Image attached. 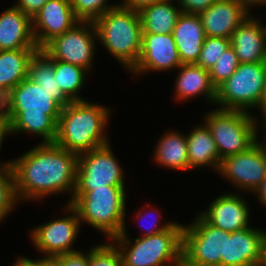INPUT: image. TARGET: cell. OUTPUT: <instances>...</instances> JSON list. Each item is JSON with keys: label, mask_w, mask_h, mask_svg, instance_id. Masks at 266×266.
<instances>
[{"label": "cell", "mask_w": 266, "mask_h": 266, "mask_svg": "<svg viewBox=\"0 0 266 266\" xmlns=\"http://www.w3.org/2000/svg\"><path fill=\"white\" fill-rule=\"evenodd\" d=\"M78 155L55 143H42L12 161L18 200H40L76 188Z\"/></svg>", "instance_id": "obj_1"}, {"label": "cell", "mask_w": 266, "mask_h": 266, "mask_svg": "<svg viewBox=\"0 0 266 266\" xmlns=\"http://www.w3.org/2000/svg\"><path fill=\"white\" fill-rule=\"evenodd\" d=\"M71 102L60 88L47 90L25 78L7 94L11 134L34 133L54 143L61 109Z\"/></svg>", "instance_id": "obj_2"}, {"label": "cell", "mask_w": 266, "mask_h": 266, "mask_svg": "<svg viewBox=\"0 0 266 266\" xmlns=\"http://www.w3.org/2000/svg\"><path fill=\"white\" fill-rule=\"evenodd\" d=\"M110 113L100 104L72 101L61 109L54 143L77 155L109 144L104 131Z\"/></svg>", "instance_id": "obj_3"}, {"label": "cell", "mask_w": 266, "mask_h": 266, "mask_svg": "<svg viewBox=\"0 0 266 266\" xmlns=\"http://www.w3.org/2000/svg\"><path fill=\"white\" fill-rule=\"evenodd\" d=\"M98 41L132 71L142 47V22L139 11L116 6L94 21Z\"/></svg>", "instance_id": "obj_4"}, {"label": "cell", "mask_w": 266, "mask_h": 266, "mask_svg": "<svg viewBox=\"0 0 266 266\" xmlns=\"http://www.w3.org/2000/svg\"><path fill=\"white\" fill-rule=\"evenodd\" d=\"M125 186H105L94 190H75L70 204L79 220L105 233L110 240L125 228Z\"/></svg>", "instance_id": "obj_5"}, {"label": "cell", "mask_w": 266, "mask_h": 266, "mask_svg": "<svg viewBox=\"0 0 266 266\" xmlns=\"http://www.w3.org/2000/svg\"><path fill=\"white\" fill-rule=\"evenodd\" d=\"M183 228L176 222L165 231L134 239V244L123 228L112 241L121 253L123 266H176L182 254Z\"/></svg>", "instance_id": "obj_6"}, {"label": "cell", "mask_w": 266, "mask_h": 266, "mask_svg": "<svg viewBox=\"0 0 266 266\" xmlns=\"http://www.w3.org/2000/svg\"><path fill=\"white\" fill-rule=\"evenodd\" d=\"M255 119L245 111L220 108L206 114L204 123L211 131L221 160L247 150L257 141L259 124Z\"/></svg>", "instance_id": "obj_7"}, {"label": "cell", "mask_w": 266, "mask_h": 266, "mask_svg": "<svg viewBox=\"0 0 266 266\" xmlns=\"http://www.w3.org/2000/svg\"><path fill=\"white\" fill-rule=\"evenodd\" d=\"M266 86V62L239 63L236 71L216 89L220 109L248 112L259 109Z\"/></svg>", "instance_id": "obj_8"}, {"label": "cell", "mask_w": 266, "mask_h": 266, "mask_svg": "<svg viewBox=\"0 0 266 266\" xmlns=\"http://www.w3.org/2000/svg\"><path fill=\"white\" fill-rule=\"evenodd\" d=\"M95 38L98 39L94 22L79 21L70 30L53 37L41 49L53 60L71 63L89 72L96 49Z\"/></svg>", "instance_id": "obj_9"}, {"label": "cell", "mask_w": 266, "mask_h": 266, "mask_svg": "<svg viewBox=\"0 0 266 266\" xmlns=\"http://www.w3.org/2000/svg\"><path fill=\"white\" fill-rule=\"evenodd\" d=\"M109 144L78 155L75 190L125 186L122 167Z\"/></svg>", "instance_id": "obj_10"}, {"label": "cell", "mask_w": 266, "mask_h": 266, "mask_svg": "<svg viewBox=\"0 0 266 266\" xmlns=\"http://www.w3.org/2000/svg\"><path fill=\"white\" fill-rule=\"evenodd\" d=\"M265 142V143H264ZM221 160L219 170L231 184L244 191H255L266 177V140Z\"/></svg>", "instance_id": "obj_11"}, {"label": "cell", "mask_w": 266, "mask_h": 266, "mask_svg": "<svg viewBox=\"0 0 266 266\" xmlns=\"http://www.w3.org/2000/svg\"><path fill=\"white\" fill-rule=\"evenodd\" d=\"M197 216L191 225H184L182 252L195 262L221 266L226 232L209 224L200 214Z\"/></svg>", "instance_id": "obj_12"}, {"label": "cell", "mask_w": 266, "mask_h": 266, "mask_svg": "<svg viewBox=\"0 0 266 266\" xmlns=\"http://www.w3.org/2000/svg\"><path fill=\"white\" fill-rule=\"evenodd\" d=\"M65 207L70 216L38 225L30 233L35 248L45 256H59L76 251L72 249V244L79 234L81 221L77 211L70 204H66Z\"/></svg>", "instance_id": "obj_13"}, {"label": "cell", "mask_w": 266, "mask_h": 266, "mask_svg": "<svg viewBox=\"0 0 266 266\" xmlns=\"http://www.w3.org/2000/svg\"><path fill=\"white\" fill-rule=\"evenodd\" d=\"M79 21L71 0H48L32 18L37 47L41 49L53 37L70 30Z\"/></svg>", "instance_id": "obj_14"}, {"label": "cell", "mask_w": 266, "mask_h": 266, "mask_svg": "<svg viewBox=\"0 0 266 266\" xmlns=\"http://www.w3.org/2000/svg\"><path fill=\"white\" fill-rule=\"evenodd\" d=\"M181 65L173 34L142 33L139 61L131 73L169 71Z\"/></svg>", "instance_id": "obj_15"}, {"label": "cell", "mask_w": 266, "mask_h": 266, "mask_svg": "<svg viewBox=\"0 0 266 266\" xmlns=\"http://www.w3.org/2000/svg\"><path fill=\"white\" fill-rule=\"evenodd\" d=\"M250 8L241 0H217L199 13L208 37L231 38V35L250 16Z\"/></svg>", "instance_id": "obj_16"}, {"label": "cell", "mask_w": 266, "mask_h": 266, "mask_svg": "<svg viewBox=\"0 0 266 266\" xmlns=\"http://www.w3.org/2000/svg\"><path fill=\"white\" fill-rule=\"evenodd\" d=\"M247 202L239 194L224 193L210 203L200 215L211 225L232 233L249 228L250 212Z\"/></svg>", "instance_id": "obj_17"}, {"label": "cell", "mask_w": 266, "mask_h": 266, "mask_svg": "<svg viewBox=\"0 0 266 266\" xmlns=\"http://www.w3.org/2000/svg\"><path fill=\"white\" fill-rule=\"evenodd\" d=\"M266 231L252 227L226 232L225 256L221 266H258Z\"/></svg>", "instance_id": "obj_18"}, {"label": "cell", "mask_w": 266, "mask_h": 266, "mask_svg": "<svg viewBox=\"0 0 266 266\" xmlns=\"http://www.w3.org/2000/svg\"><path fill=\"white\" fill-rule=\"evenodd\" d=\"M239 63L266 62V25L248 16L230 38Z\"/></svg>", "instance_id": "obj_19"}, {"label": "cell", "mask_w": 266, "mask_h": 266, "mask_svg": "<svg viewBox=\"0 0 266 266\" xmlns=\"http://www.w3.org/2000/svg\"><path fill=\"white\" fill-rule=\"evenodd\" d=\"M24 48H38L32 18L13 6L0 15V51Z\"/></svg>", "instance_id": "obj_20"}, {"label": "cell", "mask_w": 266, "mask_h": 266, "mask_svg": "<svg viewBox=\"0 0 266 266\" xmlns=\"http://www.w3.org/2000/svg\"><path fill=\"white\" fill-rule=\"evenodd\" d=\"M172 34L181 63L196 64L206 38L199 14L182 12Z\"/></svg>", "instance_id": "obj_21"}, {"label": "cell", "mask_w": 266, "mask_h": 266, "mask_svg": "<svg viewBox=\"0 0 266 266\" xmlns=\"http://www.w3.org/2000/svg\"><path fill=\"white\" fill-rule=\"evenodd\" d=\"M176 78V99L179 101L202 95L215 104L216 88L213 86L209 70L197 64H182Z\"/></svg>", "instance_id": "obj_22"}, {"label": "cell", "mask_w": 266, "mask_h": 266, "mask_svg": "<svg viewBox=\"0 0 266 266\" xmlns=\"http://www.w3.org/2000/svg\"><path fill=\"white\" fill-rule=\"evenodd\" d=\"M186 139L189 168L209 166L218 172L221 159L217 145L207 125L204 123V125L195 126L193 131L186 135Z\"/></svg>", "instance_id": "obj_23"}, {"label": "cell", "mask_w": 266, "mask_h": 266, "mask_svg": "<svg viewBox=\"0 0 266 266\" xmlns=\"http://www.w3.org/2000/svg\"><path fill=\"white\" fill-rule=\"evenodd\" d=\"M39 48L0 51V91L8 94L28 77L29 65Z\"/></svg>", "instance_id": "obj_24"}, {"label": "cell", "mask_w": 266, "mask_h": 266, "mask_svg": "<svg viewBox=\"0 0 266 266\" xmlns=\"http://www.w3.org/2000/svg\"><path fill=\"white\" fill-rule=\"evenodd\" d=\"M174 0H163L143 7L140 11L143 33L172 34L177 19L182 13Z\"/></svg>", "instance_id": "obj_25"}, {"label": "cell", "mask_w": 266, "mask_h": 266, "mask_svg": "<svg viewBox=\"0 0 266 266\" xmlns=\"http://www.w3.org/2000/svg\"><path fill=\"white\" fill-rule=\"evenodd\" d=\"M154 160L165 168L188 170L187 139L178 131H168L155 145Z\"/></svg>", "instance_id": "obj_26"}, {"label": "cell", "mask_w": 266, "mask_h": 266, "mask_svg": "<svg viewBox=\"0 0 266 266\" xmlns=\"http://www.w3.org/2000/svg\"><path fill=\"white\" fill-rule=\"evenodd\" d=\"M86 72V73H85ZM54 74L58 86L71 101H82L79 91L85 84V75L88 71L80 66L54 60Z\"/></svg>", "instance_id": "obj_27"}, {"label": "cell", "mask_w": 266, "mask_h": 266, "mask_svg": "<svg viewBox=\"0 0 266 266\" xmlns=\"http://www.w3.org/2000/svg\"><path fill=\"white\" fill-rule=\"evenodd\" d=\"M28 78L47 90L60 88L54 74V60L42 49H39L31 59Z\"/></svg>", "instance_id": "obj_28"}, {"label": "cell", "mask_w": 266, "mask_h": 266, "mask_svg": "<svg viewBox=\"0 0 266 266\" xmlns=\"http://www.w3.org/2000/svg\"><path fill=\"white\" fill-rule=\"evenodd\" d=\"M19 200L16 195L12 160L0 164V222Z\"/></svg>", "instance_id": "obj_29"}, {"label": "cell", "mask_w": 266, "mask_h": 266, "mask_svg": "<svg viewBox=\"0 0 266 266\" xmlns=\"http://www.w3.org/2000/svg\"><path fill=\"white\" fill-rule=\"evenodd\" d=\"M238 66L239 61L236 52L230 45L219 57L217 63L209 70L213 86L217 89L236 71Z\"/></svg>", "instance_id": "obj_30"}, {"label": "cell", "mask_w": 266, "mask_h": 266, "mask_svg": "<svg viewBox=\"0 0 266 266\" xmlns=\"http://www.w3.org/2000/svg\"><path fill=\"white\" fill-rule=\"evenodd\" d=\"M230 45V39L206 36L196 64L204 69L210 70Z\"/></svg>", "instance_id": "obj_31"}, {"label": "cell", "mask_w": 266, "mask_h": 266, "mask_svg": "<svg viewBox=\"0 0 266 266\" xmlns=\"http://www.w3.org/2000/svg\"><path fill=\"white\" fill-rule=\"evenodd\" d=\"M88 266H123L121 253L112 241L95 245L89 251Z\"/></svg>", "instance_id": "obj_32"}, {"label": "cell", "mask_w": 266, "mask_h": 266, "mask_svg": "<svg viewBox=\"0 0 266 266\" xmlns=\"http://www.w3.org/2000/svg\"><path fill=\"white\" fill-rule=\"evenodd\" d=\"M108 0H71L76 17L80 21H95L107 10L117 6L107 4Z\"/></svg>", "instance_id": "obj_33"}, {"label": "cell", "mask_w": 266, "mask_h": 266, "mask_svg": "<svg viewBox=\"0 0 266 266\" xmlns=\"http://www.w3.org/2000/svg\"><path fill=\"white\" fill-rule=\"evenodd\" d=\"M184 13L199 14L214 4L217 0H177Z\"/></svg>", "instance_id": "obj_34"}, {"label": "cell", "mask_w": 266, "mask_h": 266, "mask_svg": "<svg viewBox=\"0 0 266 266\" xmlns=\"http://www.w3.org/2000/svg\"><path fill=\"white\" fill-rule=\"evenodd\" d=\"M64 266H88L89 252L84 254L81 251H73L59 255Z\"/></svg>", "instance_id": "obj_35"}, {"label": "cell", "mask_w": 266, "mask_h": 266, "mask_svg": "<svg viewBox=\"0 0 266 266\" xmlns=\"http://www.w3.org/2000/svg\"><path fill=\"white\" fill-rule=\"evenodd\" d=\"M47 1L48 0H18L16 4H13V6L33 18V16L43 7Z\"/></svg>", "instance_id": "obj_36"}, {"label": "cell", "mask_w": 266, "mask_h": 266, "mask_svg": "<svg viewBox=\"0 0 266 266\" xmlns=\"http://www.w3.org/2000/svg\"><path fill=\"white\" fill-rule=\"evenodd\" d=\"M138 212V214H137V216H138V218H139V220H142L144 217H146V216H144V215H142V212L139 210V211H137ZM153 213L155 214L156 213V210L155 211H153ZM145 215H147V214H145ZM156 215H158V213H156ZM149 216V215H148ZM151 216V215H150ZM150 218V217H149ZM158 218V217H157ZM145 219V218H144ZM156 222V221H155ZM155 222H153L152 221V226H150L151 228H149V229H147L146 228V231L145 232H143V233H141V235H142V237H145V236H150V235H154V234H157V233H160V232H162V231H165V230H167V229H169V228H171L176 222H167L166 224H162V226H158L157 227V224L155 223ZM141 227V226H140ZM155 227V228H154Z\"/></svg>", "instance_id": "obj_37"}, {"label": "cell", "mask_w": 266, "mask_h": 266, "mask_svg": "<svg viewBox=\"0 0 266 266\" xmlns=\"http://www.w3.org/2000/svg\"><path fill=\"white\" fill-rule=\"evenodd\" d=\"M123 1L117 4V6L130 9V10L140 11L145 6H148L156 2L163 1V0H123Z\"/></svg>", "instance_id": "obj_38"}, {"label": "cell", "mask_w": 266, "mask_h": 266, "mask_svg": "<svg viewBox=\"0 0 266 266\" xmlns=\"http://www.w3.org/2000/svg\"><path fill=\"white\" fill-rule=\"evenodd\" d=\"M37 266H64L59 256H44L38 260H32Z\"/></svg>", "instance_id": "obj_39"}, {"label": "cell", "mask_w": 266, "mask_h": 266, "mask_svg": "<svg viewBox=\"0 0 266 266\" xmlns=\"http://www.w3.org/2000/svg\"><path fill=\"white\" fill-rule=\"evenodd\" d=\"M0 119H9L7 94L2 91H0Z\"/></svg>", "instance_id": "obj_40"}, {"label": "cell", "mask_w": 266, "mask_h": 266, "mask_svg": "<svg viewBox=\"0 0 266 266\" xmlns=\"http://www.w3.org/2000/svg\"><path fill=\"white\" fill-rule=\"evenodd\" d=\"M11 134L9 119H0V149L5 136Z\"/></svg>", "instance_id": "obj_41"}, {"label": "cell", "mask_w": 266, "mask_h": 266, "mask_svg": "<svg viewBox=\"0 0 266 266\" xmlns=\"http://www.w3.org/2000/svg\"><path fill=\"white\" fill-rule=\"evenodd\" d=\"M176 266H211V265H207V264H202V263H198L195 262L191 259H189L183 252L176 264Z\"/></svg>", "instance_id": "obj_42"}, {"label": "cell", "mask_w": 266, "mask_h": 266, "mask_svg": "<svg viewBox=\"0 0 266 266\" xmlns=\"http://www.w3.org/2000/svg\"><path fill=\"white\" fill-rule=\"evenodd\" d=\"M255 194H257L260 203L266 206V177L259 188L255 191Z\"/></svg>", "instance_id": "obj_43"}, {"label": "cell", "mask_w": 266, "mask_h": 266, "mask_svg": "<svg viewBox=\"0 0 266 266\" xmlns=\"http://www.w3.org/2000/svg\"><path fill=\"white\" fill-rule=\"evenodd\" d=\"M14 266H37V265L30 258L20 257L14 263Z\"/></svg>", "instance_id": "obj_44"}, {"label": "cell", "mask_w": 266, "mask_h": 266, "mask_svg": "<svg viewBox=\"0 0 266 266\" xmlns=\"http://www.w3.org/2000/svg\"><path fill=\"white\" fill-rule=\"evenodd\" d=\"M258 266H266V233L261 245V258Z\"/></svg>", "instance_id": "obj_45"}, {"label": "cell", "mask_w": 266, "mask_h": 266, "mask_svg": "<svg viewBox=\"0 0 266 266\" xmlns=\"http://www.w3.org/2000/svg\"><path fill=\"white\" fill-rule=\"evenodd\" d=\"M260 109H261V111L263 113L262 114L263 115L262 119H264L263 122H262L263 123V127H266V86H265L264 97H263V100H262V102L260 104V107H259V111H260Z\"/></svg>", "instance_id": "obj_46"}, {"label": "cell", "mask_w": 266, "mask_h": 266, "mask_svg": "<svg viewBox=\"0 0 266 266\" xmlns=\"http://www.w3.org/2000/svg\"><path fill=\"white\" fill-rule=\"evenodd\" d=\"M243 2L250 8L254 5H266V0H243Z\"/></svg>", "instance_id": "obj_47"}]
</instances>
